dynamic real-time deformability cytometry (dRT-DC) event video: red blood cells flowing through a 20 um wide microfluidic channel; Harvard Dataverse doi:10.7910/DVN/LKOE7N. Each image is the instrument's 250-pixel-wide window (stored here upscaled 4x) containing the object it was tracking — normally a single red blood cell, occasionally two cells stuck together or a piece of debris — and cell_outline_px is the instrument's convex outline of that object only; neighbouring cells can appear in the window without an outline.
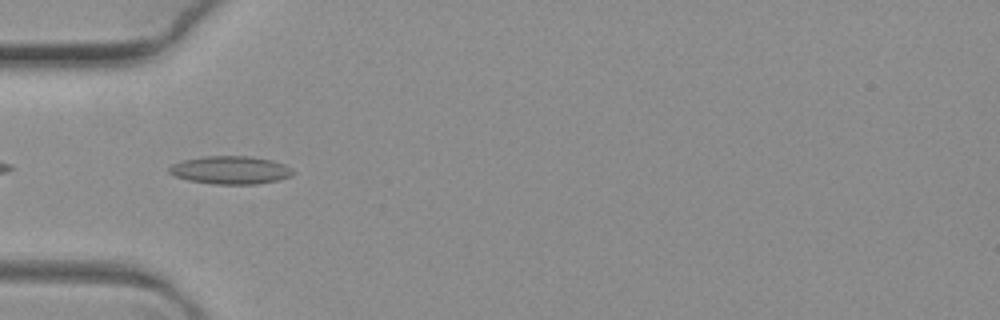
{"species": "common noctule bat (a hibernating species)", "species_latin": "Nyctalus noctula", "temperature_condition": "warm", "stored_images_in_passage": 2, "camera_frame_rate_fps": 3000, "um_per_image_px": 0.085, "animal": {"sex": "female", "body_mass_g": 19.3, "forearm_length_mm": 54.1}, "frame": {"image": 1, "passage_image": 1, "time_ms": 0.0, "image_size_px": [1000, 320], "cell_outline_px": [[296, 172], [288, 176], [276, 180], [256, 184], [212, 184], [188, 180], [176, 176], [168, 172], [168, 168], [172, 164], [180, 160], [204, 156], [252, 156], [272, 160], [284, 164]], "centroid_in_image_um": [19.55, 14.44], "position_along_channel_um": 65.4, "area_um2": 20.23}}
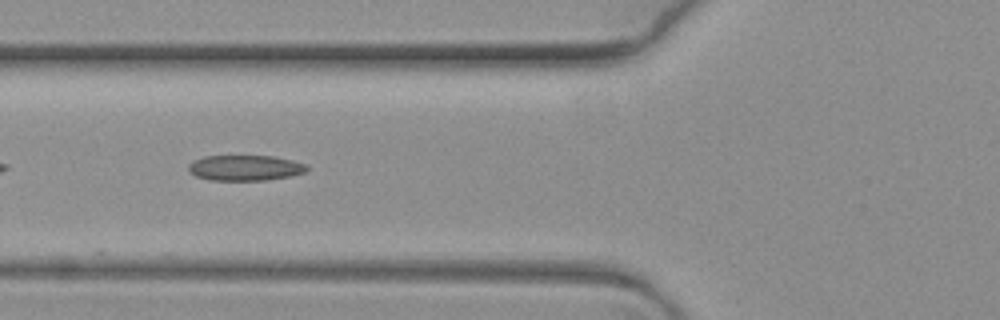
{"frame": {"image": 2, "passage_image": 2, "time_ms": 0.333, "image_size_px": [1000, 320], "cell_outline_px": [[308, 168], [304, 172], [288, 176], [264, 180], [208, 180], [196, 176], [188, 168], [188, 164], [204, 156], [272, 156], [292, 160], [304, 164]], "centroid_in_image_um": [20.8, 14.26], "position_along_channel_um": 105.0, "area_um2": 17.28}}